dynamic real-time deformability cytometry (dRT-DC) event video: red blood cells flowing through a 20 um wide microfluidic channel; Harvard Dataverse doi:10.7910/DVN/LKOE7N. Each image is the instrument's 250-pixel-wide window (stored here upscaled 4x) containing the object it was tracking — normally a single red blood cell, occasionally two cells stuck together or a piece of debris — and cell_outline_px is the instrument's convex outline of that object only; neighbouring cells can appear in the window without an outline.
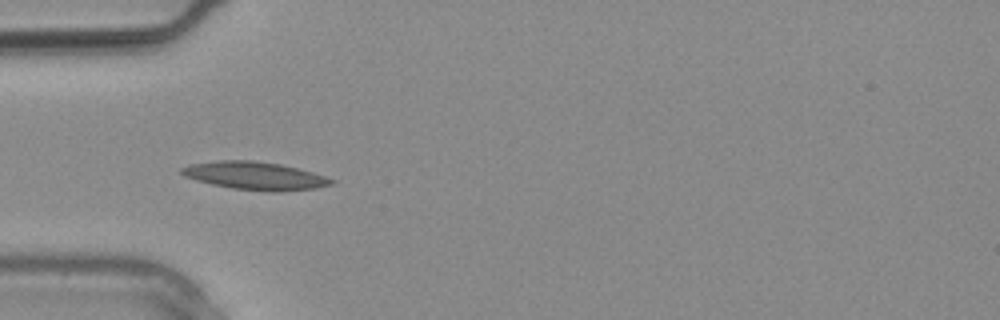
{"species": "common noctule bat (a hibernating species)", "species_latin": "Nyctalus noctula", "temperature_condition": "warm", "stored_images_in_passage": 2, "camera_frame_rate_fps": 3000, "um_per_image_px": 0.085, "animal": {"sex": "male", "body_mass_g": 20.4}, "frame": {"image": 1, "passage_image": 2, "time_ms": 0.333, "image_size_px": [1000, 320], "cell_outline_px": [[336, 180], [332, 184], [316, 188], [272, 192], [232, 188], [212, 184], [196, 180], [184, 176], [180, 172], [180, 168], [188, 164], [220, 160], [252, 160], [280, 164], [312, 172]], "centroid_in_image_um": [21.64, 14.93], "position_along_channel_um": 63.4, "area_um2": 24.28}}